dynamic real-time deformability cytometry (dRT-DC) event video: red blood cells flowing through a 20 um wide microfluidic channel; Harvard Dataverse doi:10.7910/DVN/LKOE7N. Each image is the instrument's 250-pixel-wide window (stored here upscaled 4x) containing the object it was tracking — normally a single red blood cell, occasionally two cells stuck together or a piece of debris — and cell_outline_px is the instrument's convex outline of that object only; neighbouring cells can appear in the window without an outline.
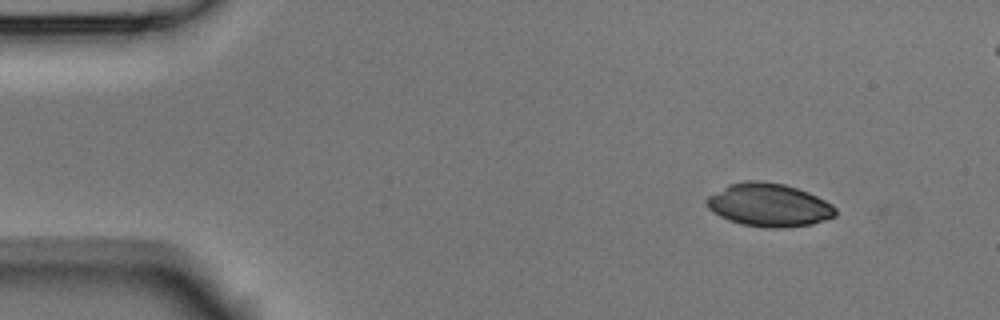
{"species": "Egyptian fruit bat (a non-hibernating species)", "species_latin": "Rousettus aegyptiacus", "temperature_condition": "room temperature", "stored_images_in_passage": 5, "camera_frame_rate_fps": 3000, "um_per_image_px": 0.085, "animal": {"sex": "male"}, "frame": {"image": 1, "passage_image": 1, "time_ms": 0.0, "image_size_px": [1000, 320], "cell_outline_px": [[836, 216], [812, 224], [788, 228], [764, 228], [740, 224], [728, 220], [712, 212], [704, 204], [704, 200], [708, 196], [728, 184], [744, 180], [760, 180], [784, 184], [808, 192], [832, 204], [836, 208]], "centroid_in_image_um": [65.32, 17.43], "position_along_channel_um": 19.7, "area_um2": 32.83}}